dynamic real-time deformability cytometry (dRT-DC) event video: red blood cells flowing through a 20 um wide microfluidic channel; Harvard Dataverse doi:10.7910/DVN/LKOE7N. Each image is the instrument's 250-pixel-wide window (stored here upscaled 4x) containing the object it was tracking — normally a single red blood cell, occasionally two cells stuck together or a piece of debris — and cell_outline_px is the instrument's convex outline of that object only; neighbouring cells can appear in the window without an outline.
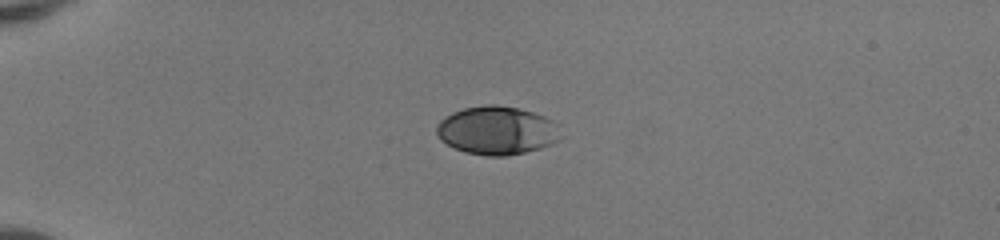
{"species": "human", "species_latin": "Homo sapiens", "temperature_condition": "room temperature", "stored_images_in_passage": 38, "camera_frame_rate_fps": 3000, "um_per_image_px": 0.085, "donor": {"sex": "female"}, "frame": {"image": 1, "passage_image": 1, "time_ms": 0.0, "image_size_px": [1000, 240], "cell_outline_px": [[564, 136], [560, 140], [552, 144], [540, 148], [524, 152], [504, 156], [488, 156], [464, 152], [440, 140], [436, 132], [436, 124], [444, 116], [452, 112], [464, 108], [484, 104], [496, 104], [516, 108], [532, 112], [544, 116], [560, 124]], "centroid_in_image_um": [42.28, 11.08], "position_along_channel_um": 42.7, "area_um2": 35.49}}
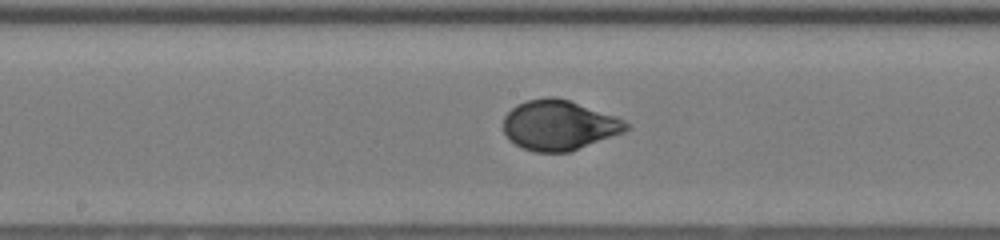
{"frame": {"image": 2, "passage_image": 16, "time_ms": 5.0, "image_size_px": [1000, 240], "cell_outline_px": [[628, 128], [624, 132], [568, 152], [536, 152], [524, 148], [508, 140], [504, 132], [504, 116], [516, 104], [528, 100], [544, 96], [556, 96], [616, 116], [624, 120], [628, 124]], "centroid_in_image_um": [47.49, 10.63], "position_along_channel_um": 200.7, "area_um2": 35.6}}
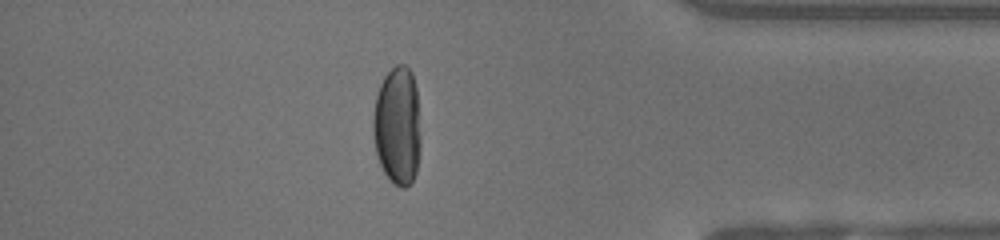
{"frame": {"image": 3, "passage_image": 32, "time_ms": 10.333, "image_size_px": [1000, 240], "cell_outline_px": [[420, 144], [416, 172], [412, 180], [404, 188], [400, 188], [384, 172], [380, 164], [376, 152], [372, 132], [372, 116], [376, 96], [380, 84], [384, 76], [396, 64], [404, 64], [412, 72], [416, 88], [420, 136]], "centroid_in_image_um": [33.76, 10.66], "position_along_channel_um": 401.4, "area_um2": 32.83}, "authors_computed_cell_mechanics": {"area_um2": 35.4314, "velocity_mm_per_s": 4.1563, "shape_relaxation_time_tau1_ms": 3.6312, "shape_relaxation_time_tau2_ms": null, "deformation_change_tau1": 0.2002, "deformation_change_tau2": null}}